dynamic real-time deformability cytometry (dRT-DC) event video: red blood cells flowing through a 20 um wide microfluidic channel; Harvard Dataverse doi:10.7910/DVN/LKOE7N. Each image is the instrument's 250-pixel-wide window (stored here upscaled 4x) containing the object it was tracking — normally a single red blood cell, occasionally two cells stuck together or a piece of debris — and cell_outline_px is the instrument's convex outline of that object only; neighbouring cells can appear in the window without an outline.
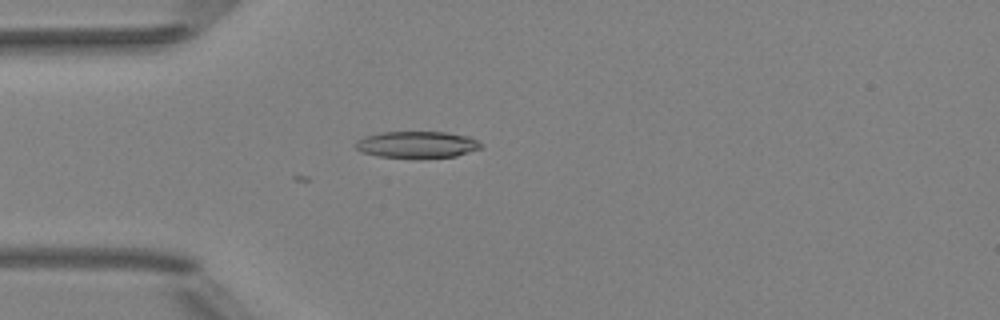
{"species": "Egyptian fruit bat (a non-hibernating species)", "species_latin": "Rousettus aegyptiacus", "temperature_condition": "room temperature", "stored_images_in_passage": 11, "camera_frame_rate_fps": 3000, "um_per_image_px": 0.085, "animal": {"sex": "female"}, "frame": {"image": 1, "passage_image": 1, "time_ms": 0.0, "image_size_px": [1000, 320], "cell_outline_px": [[480, 148], [456, 156], [416, 160], [380, 156], [360, 152], [356, 148], [356, 140], [364, 136], [380, 132], [444, 132], [468, 136], [476, 140], [480, 144]], "centroid_in_image_um": [35.39, 12.32], "position_along_channel_um": 49.6, "area_um2": 19.88}}
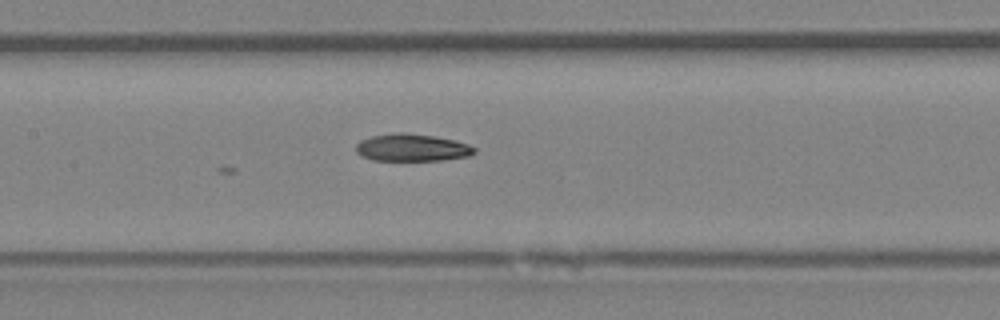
{"frame": {"image": 2, "passage_image": 11, "time_ms": 3.333, "image_size_px": [1000, 320], "cell_outline_px": [[476, 152], [468, 156], [444, 160], [372, 160], [356, 152], [356, 144], [360, 140], [372, 136], [400, 132], [432, 136], [452, 140], [468, 144], [476, 148]], "centroid_in_image_um": [35.02, 12.55], "position_along_channel_um": 172.4, "area_um2": 18.61}}